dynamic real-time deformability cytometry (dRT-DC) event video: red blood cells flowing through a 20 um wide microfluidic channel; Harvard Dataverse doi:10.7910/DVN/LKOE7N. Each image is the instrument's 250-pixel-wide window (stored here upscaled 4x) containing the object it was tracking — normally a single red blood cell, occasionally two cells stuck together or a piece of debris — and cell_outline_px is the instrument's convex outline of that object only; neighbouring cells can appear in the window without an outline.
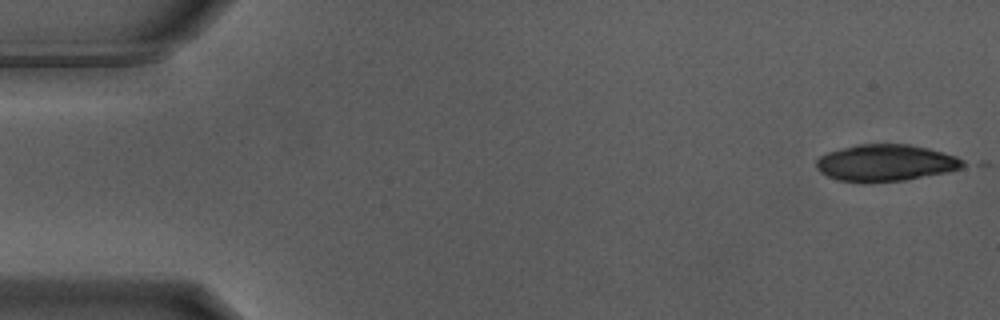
{"species": "Egyptian fruit bat (a non-hibernating species)", "species_latin": "Rousettus aegyptiacus", "temperature_condition": "warm", "stored_images_in_passage": 18, "camera_frame_rate_fps": 3000, "um_per_image_px": 0.085, "animal": {"sex": "male"}, "frame": {"image": 1, "passage_image": 1, "time_ms": 0.0, "image_size_px": [1000, 320], "cell_outline_px": [[968, 164], [960, 168], [948, 172], [904, 180], [836, 180], [820, 172], [816, 168], [816, 160], [820, 156], [828, 152], [840, 148], [860, 144], [912, 144], [928, 148], [956, 156], [964, 160]], "centroid_in_image_um": [75.31, 13.81], "position_along_channel_um": 9.7, "area_um2": 30.87}}
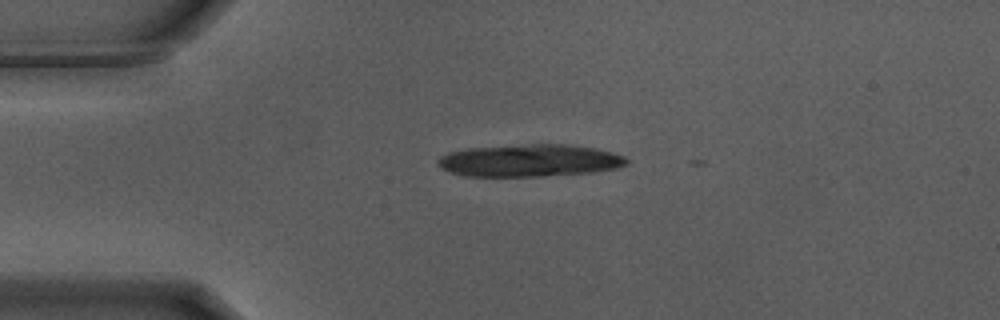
{"frame": {"image": 2, "passage_image": 12, "time_ms": 3.667, "image_size_px": [1000, 320], "cell_outline_px": [[628, 164], [616, 168], [592, 172], [540, 176], [464, 176], [440, 168], [436, 164], [440, 156], [448, 152], [468, 148], [528, 144], [568, 144], [596, 148], [612, 152], [624, 156], [628, 160]], "centroid_in_image_um": [45.01, 13.64], "position_along_channel_um": 40.0, "area_um2": 35.6}}